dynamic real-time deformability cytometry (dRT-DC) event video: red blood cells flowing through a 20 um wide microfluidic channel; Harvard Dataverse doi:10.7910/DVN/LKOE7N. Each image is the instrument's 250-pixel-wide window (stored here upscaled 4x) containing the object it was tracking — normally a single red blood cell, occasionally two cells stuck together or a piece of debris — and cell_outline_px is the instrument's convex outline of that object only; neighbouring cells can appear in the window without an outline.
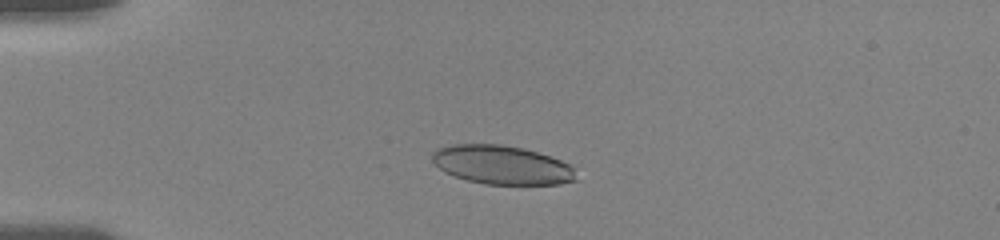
{"species": "human", "species_latin": "Homo sapiens", "temperature_condition": "room temperature", "stored_images_in_passage": 16, "camera_frame_rate_fps": 3000, "um_per_image_px": 0.085, "donor": {"sex": "female"}, "frame": {"image": 1, "passage_image": 10, "time_ms": 4.0, "image_size_px": [1000, 240], "cell_outline_px": [[576, 180], [560, 184], [484, 184], [468, 180], [444, 172], [432, 160], [432, 152], [440, 148], [452, 144], [500, 144], [520, 148], [536, 152], [560, 160], [568, 164], [572, 168]], "centroid_in_image_um": [42.63, 14.02], "position_along_channel_um": 42.4, "area_um2": 32.08}}
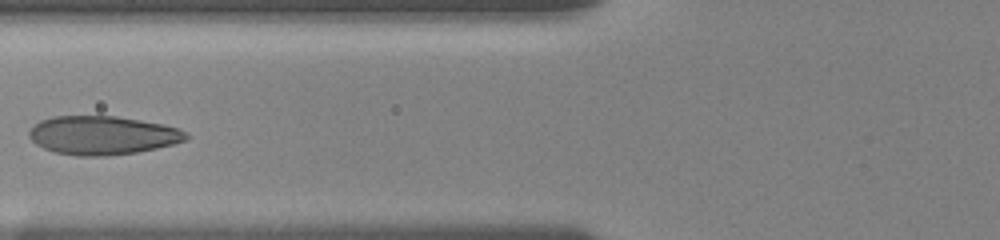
{"frame": {"image": 2, "passage_image": 14, "time_ms": 7.0, "image_size_px": [1000, 240], "cell_outline_px": [[188, 136], [184, 140], [172, 144], [156, 148], [136, 152], [104, 156], [76, 156], [52, 152], [36, 144], [28, 136], [28, 132], [40, 120], [52, 116], [116, 116], [164, 124], [176, 128], [184, 132]], "centroid_in_image_um": [8.65, 11.5], "position_along_channel_um": 117.1, "area_um2": 35.2}}
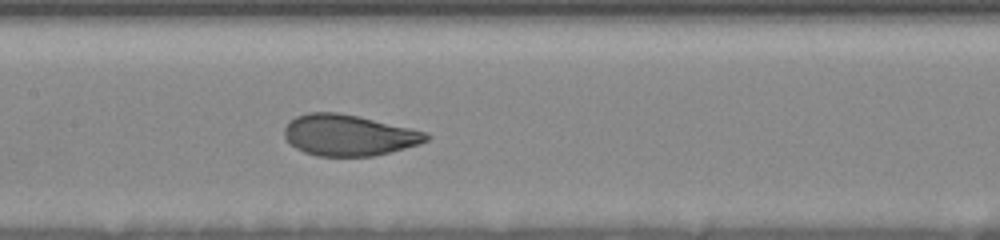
{"frame": {"image": 3, "passage_image": 16, "time_ms": 8.667, "image_size_px": [1000, 240], "cell_outline_px": [[432, 136], [428, 140], [420, 144], [372, 156], [316, 156], [304, 152], [288, 144], [284, 136], [284, 128], [296, 116], [308, 112], [336, 112], [360, 116], [424, 132]], "centroid_in_image_um": [29.6, 11.49], "position_along_channel_um": 177.8, "area_um2": 33.87}}